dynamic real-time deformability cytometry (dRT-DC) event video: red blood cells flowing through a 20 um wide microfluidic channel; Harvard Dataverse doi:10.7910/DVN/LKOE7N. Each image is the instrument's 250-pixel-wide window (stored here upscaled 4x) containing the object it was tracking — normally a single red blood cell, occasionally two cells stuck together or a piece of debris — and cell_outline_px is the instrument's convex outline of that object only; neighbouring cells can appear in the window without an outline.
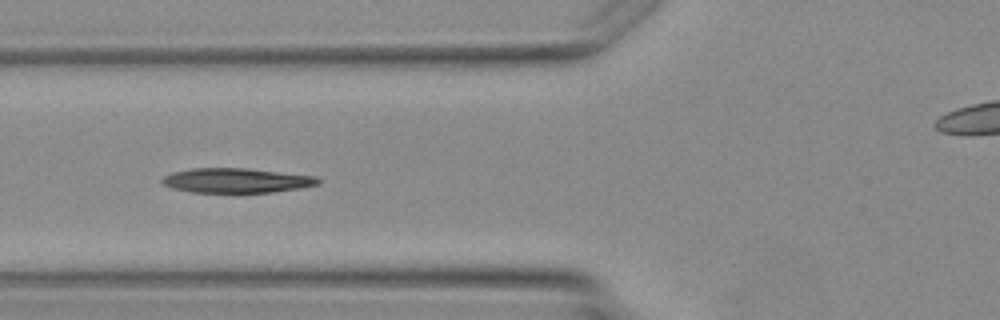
{"species": "Egyptian fruit bat (a non-hibernating species)", "species_latin": "Rousettus aegyptiacus", "temperature_condition": "warm", "stored_images_in_passage": 5, "camera_frame_rate_fps": 3000, "um_per_image_px": 0.085, "animal": {"sex": "female"}, "frame": {"image": 1, "passage_image": 4, "time_ms": 4.0, "image_size_px": [1000, 320], "cell_outline_px": [[320, 184], [300, 188], [272, 192], [192, 192], [172, 188], [164, 184], [160, 180], [164, 176], [172, 172], [192, 168], [248, 168], [316, 176], [320, 180]], "centroid_in_image_um": [20.1, 15.33], "position_along_channel_um": 105.7, "area_um2": 22.37}}